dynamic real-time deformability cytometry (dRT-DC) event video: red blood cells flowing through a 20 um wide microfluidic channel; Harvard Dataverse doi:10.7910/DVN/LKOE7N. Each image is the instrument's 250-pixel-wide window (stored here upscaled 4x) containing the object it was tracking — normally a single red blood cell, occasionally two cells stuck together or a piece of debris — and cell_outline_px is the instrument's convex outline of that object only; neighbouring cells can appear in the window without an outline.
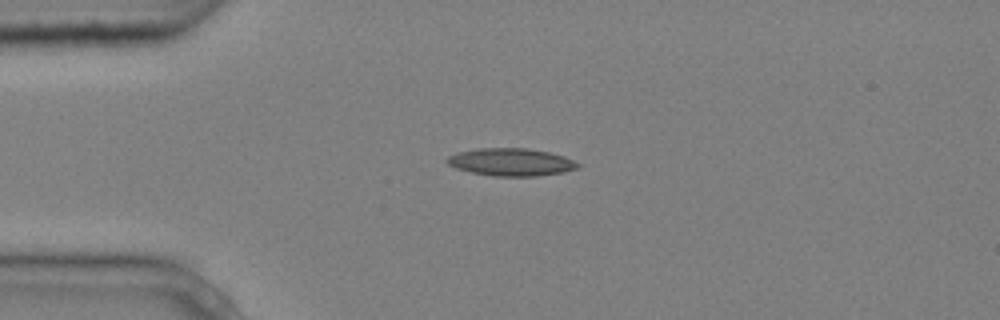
{"species": "common noctule bat (a hibernating species)", "species_latin": "Nyctalus noctula", "temperature_condition": "cold", "stored_images_in_passage": 10, "camera_frame_rate_fps": 3000, "um_per_image_px": 0.085, "animal": {"sex": "male", "body_mass_g": 20.4}, "frame": {"image": 1, "passage_image": 4, "time_ms": 1.0, "image_size_px": [1000, 320], "cell_outline_px": [[580, 164], [576, 168], [564, 172], [536, 176], [492, 176], [472, 172], [456, 168], [448, 164], [444, 160], [448, 156], [456, 152], [476, 148], [528, 148], [548, 152], [564, 156]], "centroid_in_image_um": [43.39, 13.77], "position_along_channel_um": 41.6, "area_um2": 21.04}}
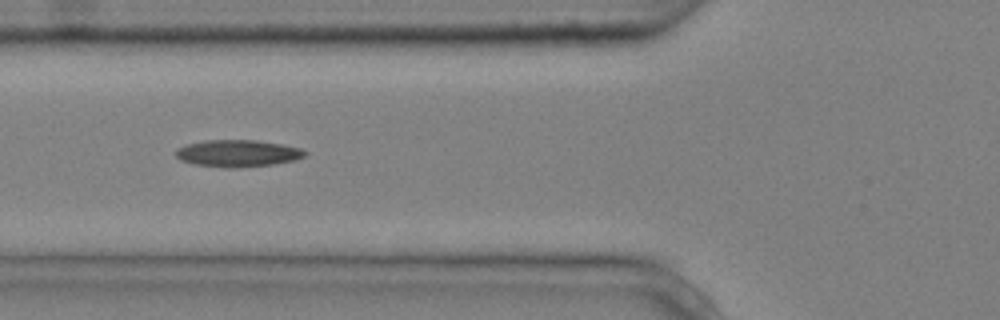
{"frame": {"image": 2, "passage_image": 6, "time_ms": 1.667, "image_size_px": [1000, 320], "cell_outline_px": [[308, 152], [304, 156], [292, 160], [272, 164], [236, 168], [224, 168], [192, 164], [180, 160], [176, 156], [176, 148], [188, 144], [204, 140], [256, 140], [280, 144], [300, 148]], "centroid_in_image_um": [20.15, 13.03], "position_along_channel_um": 105.6, "area_um2": 20.23}}
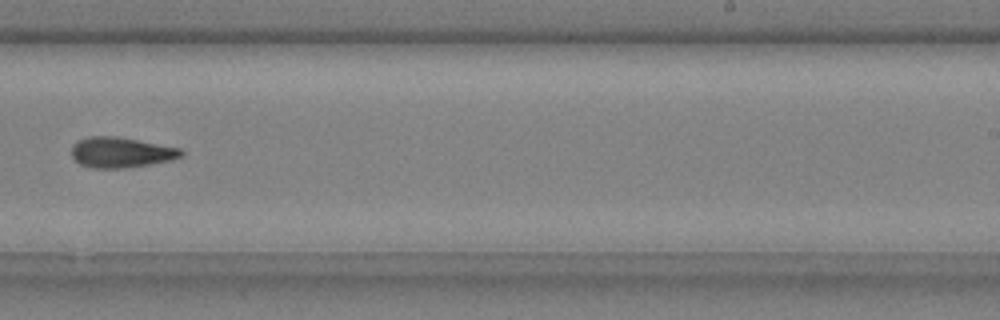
{"frame": {"image": 3, "passage_image": 10, "time_ms": 3.0, "image_size_px": [1000, 320], "cell_outline_px": [[184, 156], [172, 160], [124, 168], [92, 168], [80, 164], [72, 156], [72, 144], [76, 140], [92, 136], [116, 136], [180, 148], [184, 152]], "centroid_in_image_um": [10.28, 12.95], "position_along_channel_um": 278.7, "area_um2": 19.42}}